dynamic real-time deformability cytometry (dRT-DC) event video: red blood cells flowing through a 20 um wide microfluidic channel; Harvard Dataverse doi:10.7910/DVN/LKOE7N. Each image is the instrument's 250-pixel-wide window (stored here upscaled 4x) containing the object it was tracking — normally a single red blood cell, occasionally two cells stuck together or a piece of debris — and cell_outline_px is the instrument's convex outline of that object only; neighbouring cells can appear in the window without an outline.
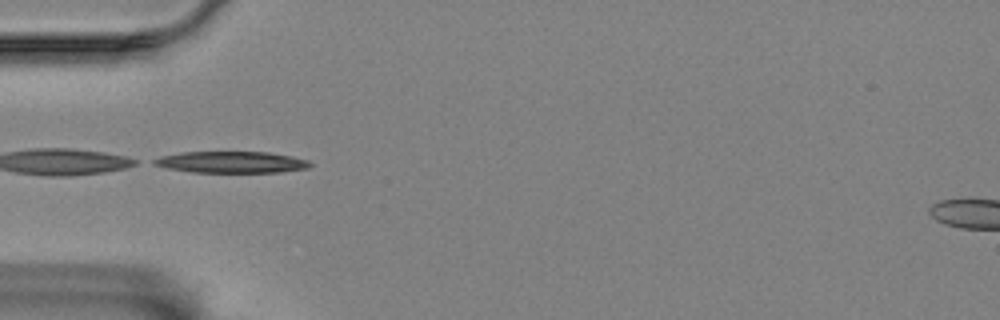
{"species": "Egyptian fruit bat (a non-hibernating species)", "species_latin": "Rousettus aegyptiacus", "temperature_condition": "room temperature", "stored_images_in_passage": 38, "camera_frame_rate_fps": 3000, "um_per_image_px": 0.085, "animal": {"sex": "female"}, "frame": {"image": 1, "passage_image": 1, "time_ms": 0.0, "image_size_px": [1000, 320], "cell_outline_px": [[312, 164], [308, 168], [280, 172], [192, 172], [168, 168], [152, 164], [152, 160], [160, 156], [184, 152], [268, 152], [292, 156], [308, 160]], "centroid_in_image_um": [19.68, 13.78], "position_along_channel_um": 65.3, "area_um2": 19.48}}
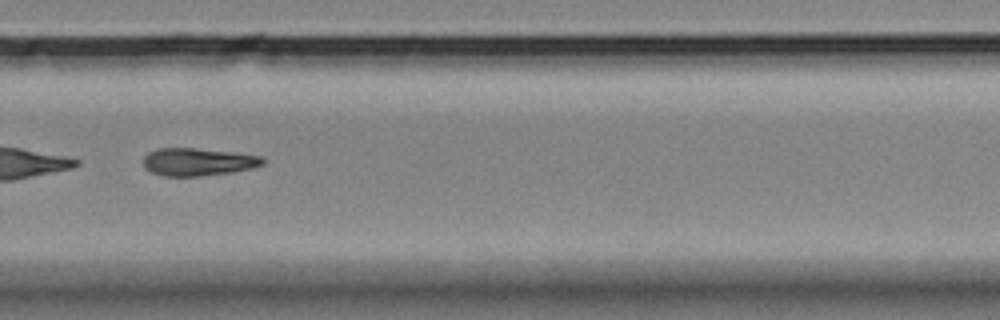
{"frame": {"image": 2, "passage_image": 22, "time_ms": 7.0, "image_size_px": [1000, 320], "cell_outline_px": [[264, 164], [252, 168], [232, 172], [200, 176], [164, 176], [152, 172], [144, 168], [144, 156], [148, 152], [156, 148], [196, 148], [236, 152], [260, 156], [264, 160]], "centroid_in_image_um": [16.81, 13.75], "position_along_channel_um": 313.0, "area_um2": 19.36}}